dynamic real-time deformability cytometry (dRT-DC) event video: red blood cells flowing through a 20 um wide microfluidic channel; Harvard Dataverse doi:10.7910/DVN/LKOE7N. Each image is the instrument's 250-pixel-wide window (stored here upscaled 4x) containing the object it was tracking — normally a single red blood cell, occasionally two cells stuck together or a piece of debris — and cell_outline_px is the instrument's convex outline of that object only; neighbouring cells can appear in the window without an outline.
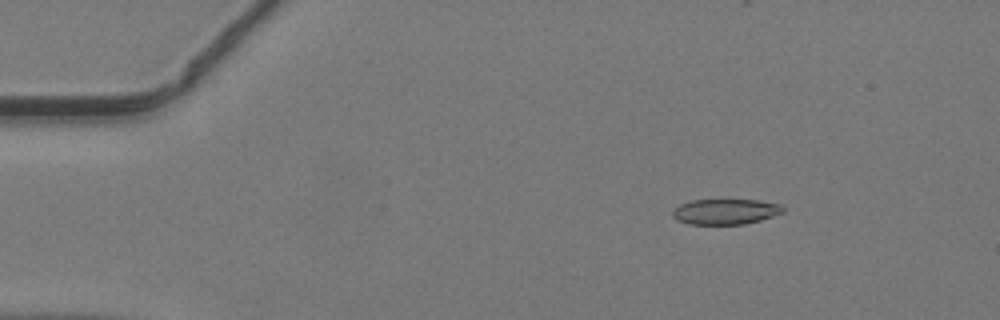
{"species": "common noctule bat (a hibernating species)", "species_latin": "Nyctalus noctula", "temperature_condition": "warm", "stored_images_in_passage": 47, "camera_frame_rate_fps": 3000, "um_per_image_px": 0.085, "animal": {"sex": "male", "body_mass_g": 19.2, "forearm_length_mm": 51.8}, "frame": {"image": 1, "passage_image": 7, "time_ms": 2.0, "image_size_px": [1000, 320], "cell_outline_px": [[784, 212], [760, 220], [744, 224], [688, 224], [676, 220], [672, 216], [672, 212], [680, 204], [692, 200], [756, 200], [780, 204], [784, 208]], "centroid_in_image_um": [61.65, 17.99], "position_along_channel_um": 23.4, "area_um2": 16.3}}
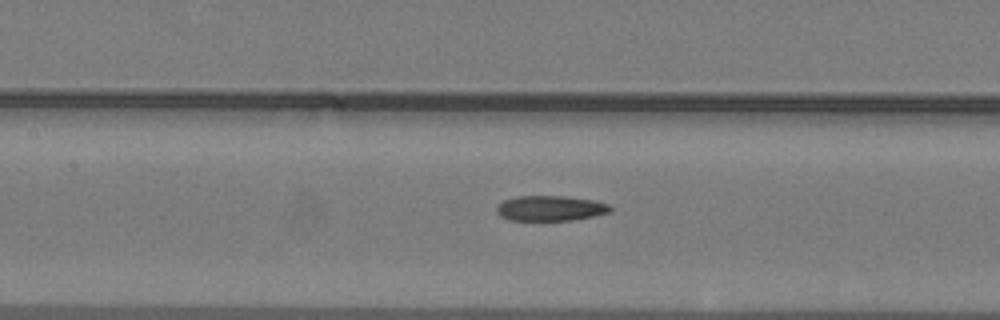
{"frame": {"image": 2, "passage_image": 22, "time_ms": 7.0, "image_size_px": [1000, 320], "cell_outline_px": [[612, 212], [596, 216], [572, 220], [508, 220], [500, 216], [496, 212], [496, 208], [504, 200], [516, 196], [564, 196], [592, 200], [608, 204], [612, 208]], "centroid_in_image_um": [46.79, 17.71], "position_along_channel_um": 160.6, "area_um2": 16.76}}
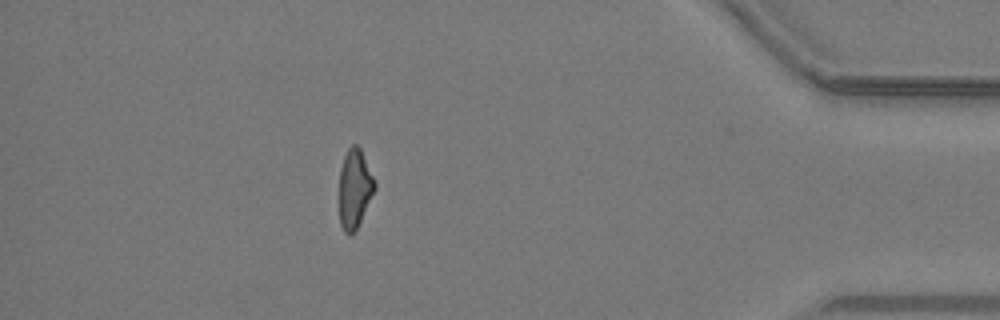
{"frame": {"image": 3, "passage_image": 42, "time_ms": 13.667, "image_size_px": [1000, 320], "cell_outline_px": [[376, 188], [356, 228], [348, 236], [344, 232], [340, 224], [340, 168], [344, 156], [348, 148], [352, 144], [356, 144], [360, 148], [376, 184]], "centroid_in_image_um": [30.13, 16.01], "position_along_channel_um": 405.1, "area_um2": 15.95}}